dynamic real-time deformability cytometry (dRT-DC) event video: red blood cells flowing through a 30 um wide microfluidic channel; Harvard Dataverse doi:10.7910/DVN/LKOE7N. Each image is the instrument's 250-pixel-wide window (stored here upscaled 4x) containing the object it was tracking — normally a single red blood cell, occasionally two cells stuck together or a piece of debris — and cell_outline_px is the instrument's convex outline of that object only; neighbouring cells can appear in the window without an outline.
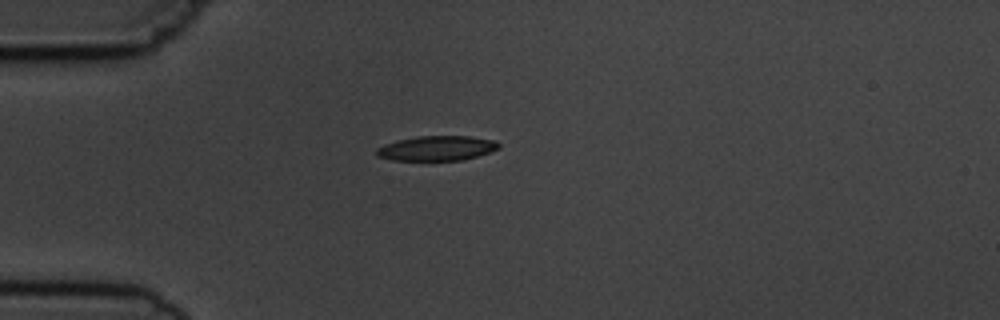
{"species": "common noctule bat (a hibernating species)", "species_latin": "Nyctalus noctula", "temperature_condition": "cold", "stored_images_in_passage": 3, "camera_frame_rate_fps": 3000, "um_per_image_px": 0.085, "animal": {"sex": "male", "body_mass_g": 19.5, "forearm_length_mm": 54.6}, "frame": {"image": 1, "passage_image": 1, "time_ms": 0.0, "image_size_px": [1000, 320], "cell_outline_px": [[500, 148], [476, 156], [460, 160], [392, 160], [376, 156], [376, 148], [384, 144], [396, 140], [420, 136], [468, 136], [496, 140], [500, 144]], "centroid_in_image_um": [37.1, 12.59], "position_along_channel_um": 47.9, "area_um2": 17.63}}
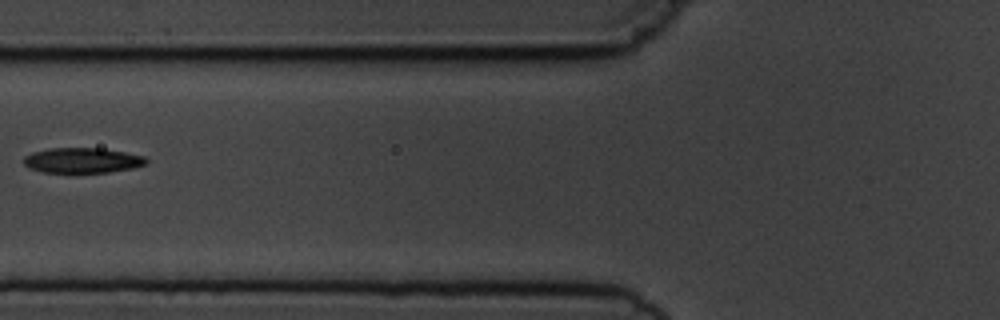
{"frame": {"image": 2, "passage_image": 3, "time_ms": 2.333, "image_size_px": [1000, 320], "cell_outline_px": [[148, 164], [132, 168], [108, 172], [40, 172], [28, 168], [24, 164], [24, 156], [32, 152], [48, 148], [100, 148], [124, 152], [144, 156], [148, 160]], "centroid_in_image_um": [6.98, 13.63], "position_along_channel_um": 118.8, "area_um2": 18.03}}